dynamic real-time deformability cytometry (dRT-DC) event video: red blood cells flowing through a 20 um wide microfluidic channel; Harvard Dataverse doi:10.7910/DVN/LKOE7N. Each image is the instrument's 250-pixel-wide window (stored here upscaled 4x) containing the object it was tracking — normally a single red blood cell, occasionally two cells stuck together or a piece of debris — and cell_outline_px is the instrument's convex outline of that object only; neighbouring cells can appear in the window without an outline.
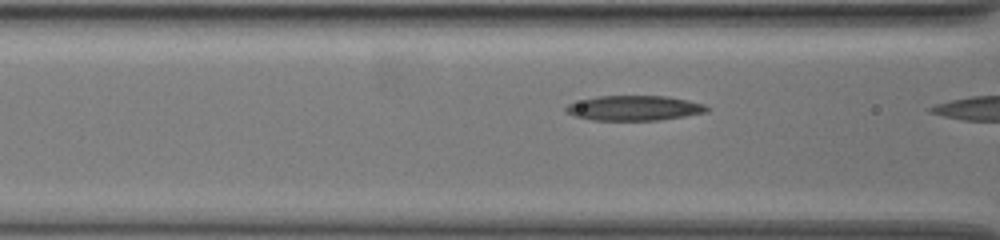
{"species": "common noctule bat (a hibernating species)", "species_latin": "Nyctalus noctula", "temperature_condition": "warm", "stored_images_in_passage": 6, "camera_frame_rate_fps": 3000, "um_per_image_px": 0.085, "animal": {"sex": "female", "body_mass_g": 19.5, "forearm_length_mm": 54.1}, "frame": {"image": 1, "passage_image": 5, "time_ms": 1.333, "image_size_px": [1000, 240], "cell_outline_px": [[708, 112], [660, 120], [592, 120], [576, 116], [568, 112], [564, 108], [568, 104], [596, 96], [668, 96], [688, 100], [704, 104], [708, 108]], "centroid_in_image_um": [53.93, 9.18], "position_along_channel_um": 112.7, "area_um2": 20.35}}